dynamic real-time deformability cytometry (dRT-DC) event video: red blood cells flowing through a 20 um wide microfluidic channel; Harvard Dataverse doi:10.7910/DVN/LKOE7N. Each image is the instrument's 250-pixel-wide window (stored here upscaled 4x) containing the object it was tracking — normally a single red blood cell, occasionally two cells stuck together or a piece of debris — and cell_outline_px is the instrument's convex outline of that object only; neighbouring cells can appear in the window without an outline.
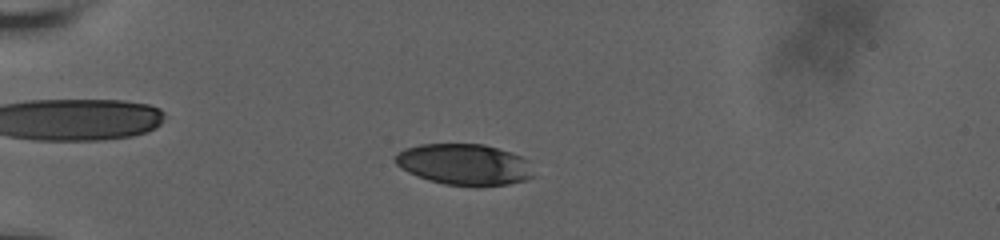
{"species": "human", "species_latin": "Homo sapiens", "temperature_condition": "room temperature", "stored_images_in_passage": 59, "camera_frame_rate_fps": 3000, "um_per_image_px": 0.085, "donor": {"sex": "male"}, "frame": {"image": 1, "passage_image": 17, "time_ms": 5.333, "image_size_px": [1000, 240], "cell_outline_px": [[536, 176], [524, 180], [508, 184], [444, 184], [428, 180], [408, 172], [400, 168], [396, 164], [396, 156], [404, 148], [420, 144], [484, 144], [512, 152], [528, 160]], "centroid_in_image_um": [39.48, 13.95], "position_along_channel_um": 45.5, "area_um2": 32.71}}
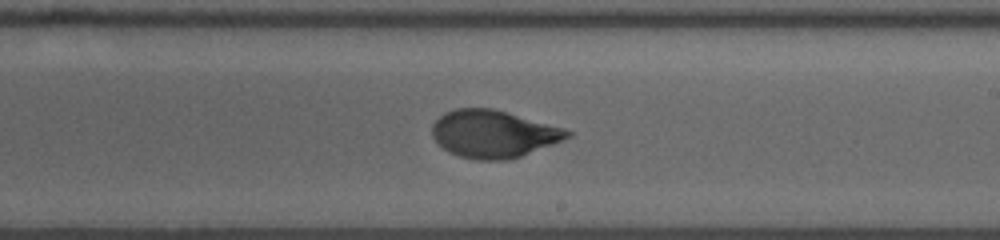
{"frame": {"image": 2, "passage_image": 37, "time_ms": 12.0, "image_size_px": [1000, 240], "cell_outline_px": [[572, 136], [552, 144], [520, 156], [504, 160], [476, 160], [460, 156], [448, 152], [432, 136], [432, 124], [444, 112], [456, 108], [492, 108], [564, 128], [572, 132]], "centroid_in_image_um": [41.91, 11.37], "position_along_channel_um": 247.1, "area_um2": 37.05}}
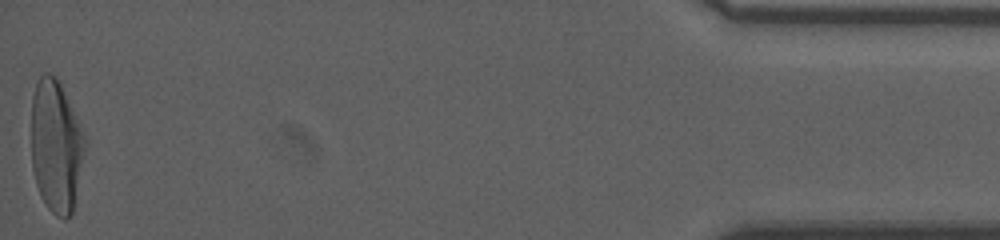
{"frame": {"image": 3, "passage_image": 59, "time_ms": 19.333, "image_size_px": [1000, 240], "cell_outline_px": [[88, 144], [72, 212], [64, 220], [56, 216], [48, 208], [40, 196], [36, 184], [32, 168], [32, 96], [36, 80], [44, 72], [48, 72], [56, 76], [88, 140]], "centroid_in_image_um": [4.78, 12.42], "position_along_channel_um": 430.4, "area_um2": 41.91}, "authors_computed_cell_mechanics": {"area_um2": 36.8764, "velocity_mm_per_s": 3.6516, "shape_relaxation_time_tau1_ms": 3.7984, "shape_relaxation_time_tau2_ms": 0.8492, "deformation_change_tau1": 0.1976, "deformation_change_tau2": 0.053}}